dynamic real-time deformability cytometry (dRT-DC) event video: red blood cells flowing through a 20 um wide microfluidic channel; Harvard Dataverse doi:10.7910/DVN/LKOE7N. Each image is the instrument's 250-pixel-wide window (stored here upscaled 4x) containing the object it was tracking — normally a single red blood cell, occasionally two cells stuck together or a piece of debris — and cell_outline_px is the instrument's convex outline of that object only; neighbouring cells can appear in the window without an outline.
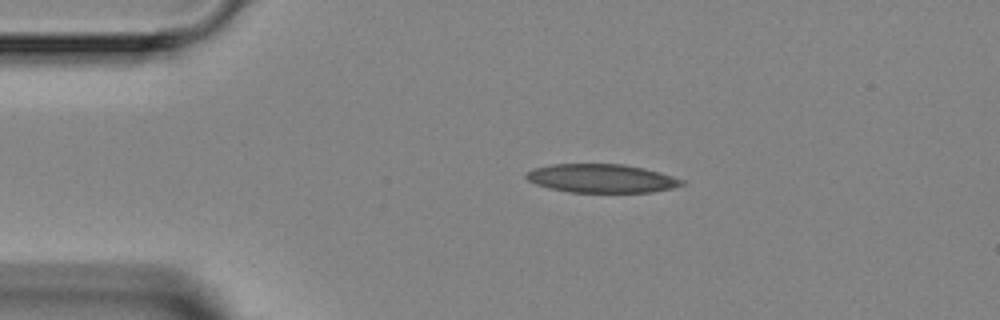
{"species": "Egyptian fruit bat (a non-hibernating species)", "species_latin": "Rousettus aegyptiacus", "temperature_condition": "room temperature", "stored_images_in_passage": 3, "camera_frame_rate_fps": 3000, "um_per_image_px": 0.085, "animal": {"sex": "female"}, "frame": {"image": 1, "passage_image": 2, "time_ms": 1.333, "image_size_px": [1000, 320], "cell_outline_px": [[688, 184], [672, 188], [652, 192], [568, 192], [548, 188], [536, 184], [528, 180], [524, 176], [532, 168], [552, 164], [624, 164], [644, 168], [660, 172], [684, 180]], "centroid_in_image_um": [51.14, 15.16], "position_along_channel_um": 33.9, "area_um2": 26.07}}